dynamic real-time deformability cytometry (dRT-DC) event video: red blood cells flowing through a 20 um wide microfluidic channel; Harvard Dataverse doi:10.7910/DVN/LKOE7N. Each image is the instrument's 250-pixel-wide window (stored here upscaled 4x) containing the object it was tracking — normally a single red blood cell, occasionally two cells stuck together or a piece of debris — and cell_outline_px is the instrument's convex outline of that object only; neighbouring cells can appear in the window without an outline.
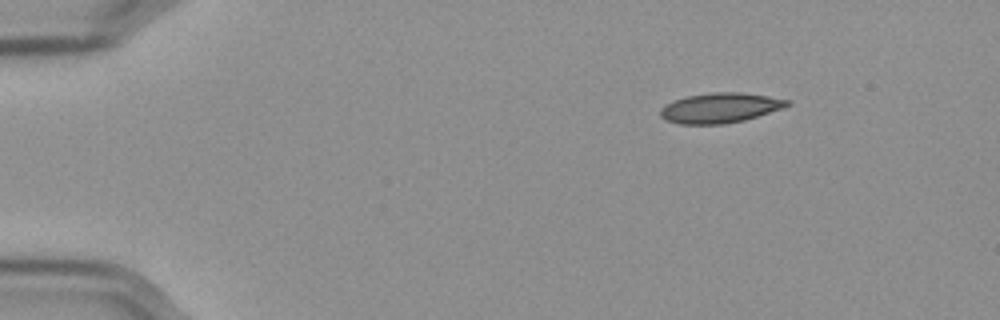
{"species": "Egyptian fruit bat (a non-hibernating species)", "species_latin": "Rousettus aegyptiacus", "temperature_condition": "cold", "stored_images_in_passage": 50, "camera_frame_rate_fps": 3000, "um_per_image_px": 0.085, "frame": {"image": 1, "passage_image": 1, "time_ms": 0.0, "image_size_px": [1000, 320], "cell_outline_px": [[792, 104], [784, 108], [744, 120], [724, 124], [680, 124], [668, 120], [660, 116], [660, 108], [676, 100], [688, 96], [712, 92], [740, 92], [768, 96], [792, 100]], "centroid_in_image_um": [61.27, 9.17], "position_along_channel_um": 23.7, "area_um2": 22.08}}
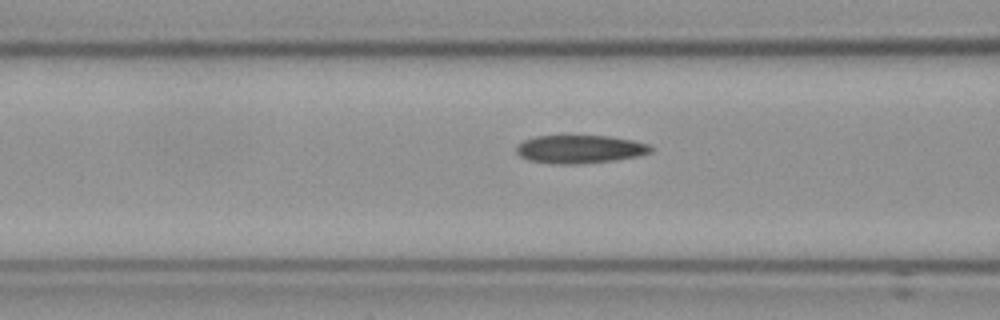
{"frame": {"image": 2, "passage_image": 16, "time_ms": 5.0, "image_size_px": [1000, 320], "cell_outline_px": [[652, 152], [636, 156], [612, 160], [580, 164], [556, 164], [528, 160], [520, 156], [516, 152], [516, 148], [524, 140], [536, 136], [608, 136], [632, 140], [648, 144], [652, 148]], "centroid_in_image_um": [49.27, 12.68], "position_along_channel_um": 117.3, "area_um2": 21.85}}
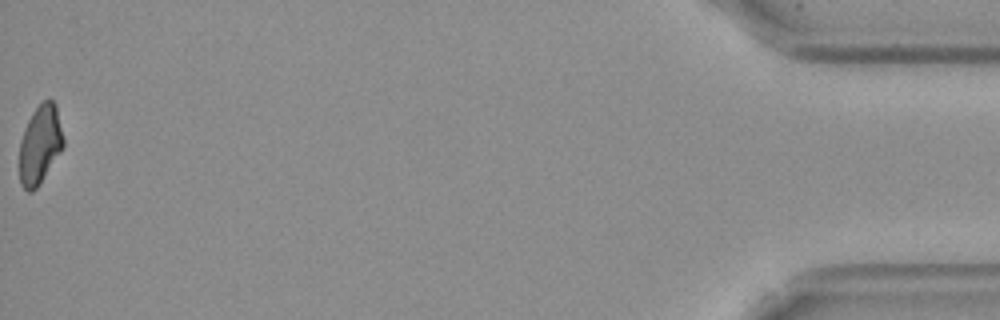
{"frame": {"image": 3, "passage_image": 50, "time_ms": 16.333, "image_size_px": [1000, 320], "cell_outline_px": [[64, 148], [36, 188], [32, 192], [28, 192], [20, 184], [20, 140], [24, 128], [32, 112], [44, 100], [52, 100], [56, 104], [64, 136]], "centroid_in_image_um": [3.42, 12.28], "position_along_channel_um": 431.8, "area_um2": 20.23}, "authors_computed_cell_mechanics": {"area_um2": 21.9351, "velocity_mm_per_s": 3.5859, "shape_relaxation_time_tau1_ms": null, "shape_relaxation_time_tau2_ms": 7.4228, "deformation_change_tau1": null, "deformation_change_tau2": 0.1454}}